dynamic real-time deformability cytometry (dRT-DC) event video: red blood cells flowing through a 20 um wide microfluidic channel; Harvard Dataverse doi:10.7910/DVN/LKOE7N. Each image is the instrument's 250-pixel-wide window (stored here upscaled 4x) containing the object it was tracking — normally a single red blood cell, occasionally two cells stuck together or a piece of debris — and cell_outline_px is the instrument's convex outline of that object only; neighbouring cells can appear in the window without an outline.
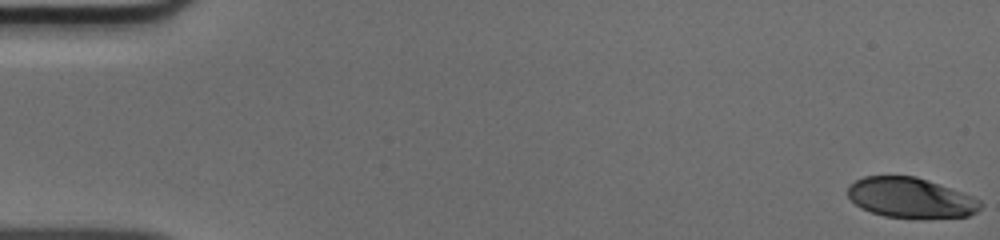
{"species": "human", "species_latin": "Homo sapiens", "temperature_condition": "cold", "stored_images_in_passage": 51, "camera_frame_rate_fps": 3000, "um_per_image_px": 0.085, "donor": {"sex": "male"}, "frame": {"image": 1, "passage_image": 1, "time_ms": 0.0, "image_size_px": [1000, 240], "cell_outline_px": [[984, 204], [976, 212], [968, 216], [884, 216], [860, 208], [848, 196], [848, 184], [864, 176], [916, 176], [972, 196], [980, 200]], "centroid_in_image_um": [77.37, 16.78], "position_along_channel_um": 7.6, "area_um2": 30.29}}
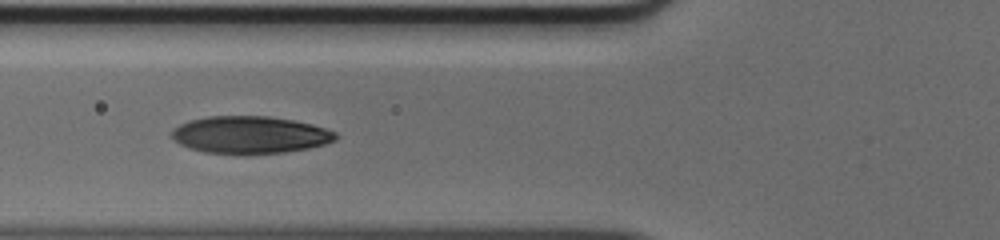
{"frame": {"image": 2, "passage_image": 20, "time_ms": 6.333, "image_size_px": [1000, 240], "cell_outline_px": [[336, 140], [324, 144], [308, 148], [284, 152], [244, 156], [204, 152], [188, 148], [172, 140], [172, 128], [188, 120], [208, 116], [268, 116], [292, 120], [312, 124], [336, 132]], "centroid_in_image_um": [21.2, 11.48], "position_along_channel_um": 104.6, "area_um2": 36.24}}
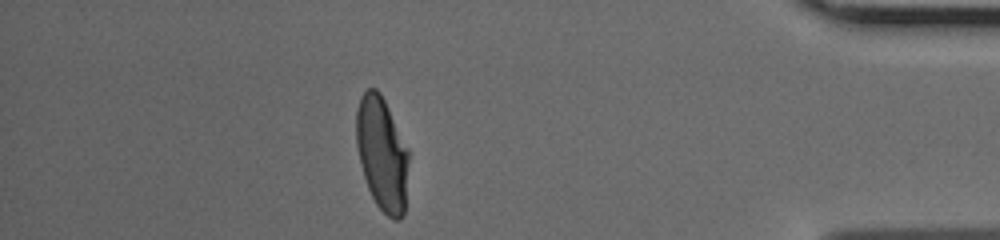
{"frame": {"image": 3, "passage_image": 45, "time_ms": 14.667, "image_size_px": [1000, 240], "cell_outline_px": [[408, 160], [404, 216], [400, 220], [392, 220], [376, 204], [368, 188], [360, 164], [356, 144], [356, 108], [360, 96], [368, 88], [376, 88], [380, 92], [408, 148]], "centroid_in_image_um": [32.46, 13.06], "position_along_channel_um": 402.7, "area_um2": 34.68}}